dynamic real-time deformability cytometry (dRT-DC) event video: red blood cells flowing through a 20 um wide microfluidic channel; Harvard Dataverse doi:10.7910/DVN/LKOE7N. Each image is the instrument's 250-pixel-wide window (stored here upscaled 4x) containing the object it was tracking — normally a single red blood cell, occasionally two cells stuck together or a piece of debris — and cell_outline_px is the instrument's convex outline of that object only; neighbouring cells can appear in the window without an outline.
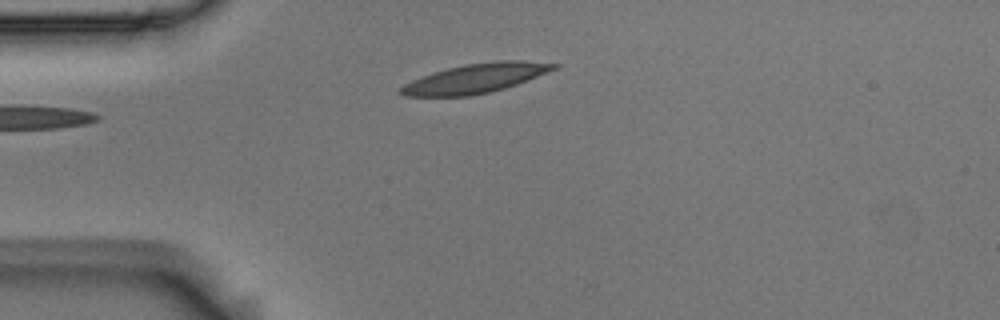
{"species": "Egyptian fruit bat (a non-hibernating species)", "species_latin": "Rousettus aegyptiacus", "temperature_condition": "room temperature", "stored_images_in_passage": 3, "camera_frame_rate_fps": 3000, "um_per_image_px": 0.085, "animal": {"sex": "male"}, "frame": {"image": 1, "passage_image": 3, "time_ms": 0.667, "image_size_px": [1000, 320], "cell_outline_px": [[560, 68], [516, 84], [504, 88], [488, 92], [468, 96], [404, 96], [396, 92], [404, 84], [412, 80], [432, 72], [464, 64], [496, 60], [524, 60], [560, 64]], "centroid_in_image_um": [40.43, 6.64], "position_along_channel_um": 44.6, "area_um2": 26.3}}